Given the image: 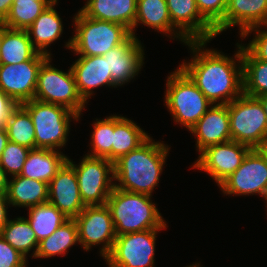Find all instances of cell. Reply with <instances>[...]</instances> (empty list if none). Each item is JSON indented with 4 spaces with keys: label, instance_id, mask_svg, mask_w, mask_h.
I'll use <instances>...</instances> for the list:
<instances>
[{
    "label": "cell",
    "instance_id": "2e32d148",
    "mask_svg": "<svg viewBox=\"0 0 267 267\" xmlns=\"http://www.w3.org/2000/svg\"><path fill=\"white\" fill-rule=\"evenodd\" d=\"M48 202L67 218H76L84 209L74 168L66 161L48 184Z\"/></svg>",
    "mask_w": 267,
    "mask_h": 267
},
{
    "label": "cell",
    "instance_id": "277c9868",
    "mask_svg": "<svg viewBox=\"0 0 267 267\" xmlns=\"http://www.w3.org/2000/svg\"><path fill=\"white\" fill-rule=\"evenodd\" d=\"M74 33L64 44L75 56L104 55L123 44L132 34L123 25L84 16L78 9L74 15Z\"/></svg>",
    "mask_w": 267,
    "mask_h": 267
},
{
    "label": "cell",
    "instance_id": "5b68a950",
    "mask_svg": "<svg viewBox=\"0 0 267 267\" xmlns=\"http://www.w3.org/2000/svg\"><path fill=\"white\" fill-rule=\"evenodd\" d=\"M166 79L164 102L172 120L188 131L213 105L178 66Z\"/></svg>",
    "mask_w": 267,
    "mask_h": 267
},
{
    "label": "cell",
    "instance_id": "8992f818",
    "mask_svg": "<svg viewBox=\"0 0 267 267\" xmlns=\"http://www.w3.org/2000/svg\"><path fill=\"white\" fill-rule=\"evenodd\" d=\"M21 106L29 113L35 129V148L61 151L69 140L71 122L79 116L69 109L32 99Z\"/></svg>",
    "mask_w": 267,
    "mask_h": 267
},
{
    "label": "cell",
    "instance_id": "d6a6232c",
    "mask_svg": "<svg viewBox=\"0 0 267 267\" xmlns=\"http://www.w3.org/2000/svg\"><path fill=\"white\" fill-rule=\"evenodd\" d=\"M53 1H13L10 12L3 25L11 29H28L36 18Z\"/></svg>",
    "mask_w": 267,
    "mask_h": 267
},
{
    "label": "cell",
    "instance_id": "8fae6325",
    "mask_svg": "<svg viewBox=\"0 0 267 267\" xmlns=\"http://www.w3.org/2000/svg\"><path fill=\"white\" fill-rule=\"evenodd\" d=\"M218 188L225 196L260 195L267 208V161L258 149H251L242 164ZM267 210V209H266Z\"/></svg>",
    "mask_w": 267,
    "mask_h": 267
},
{
    "label": "cell",
    "instance_id": "bcb514c9",
    "mask_svg": "<svg viewBox=\"0 0 267 267\" xmlns=\"http://www.w3.org/2000/svg\"><path fill=\"white\" fill-rule=\"evenodd\" d=\"M185 267H202V265L200 264V262H196L195 264L193 262V264L187 265Z\"/></svg>",
    "mask_w": 267,
    "mask_h": 267
},
{
    "label": "cell",
    "instance_id": "cb8c5ba5",
    "mask_svg": "<svg viewBox=\"0 0 267 267\" xmlns=\"http://www.w3.org/2000/svg\"><path fill=\"white\" fill-rule=\"evenodd\" d=\"M67 158L68 156L62 151L41 148L31 149L20 175L49 184L57 171L67 161Z\"/></svg>",
    "mask_w": 267,
    "mask_h": 267
},
{
    "label": "cell",
    "instance_id": "74e56055",
    "mask_svg": "<svg viewBox=\"0 0 267 267\" xmlns=\"http://www.w3.org/2000/svg\"><path fill=\"white\" fill-rule=\"evenodd\" d=\"M28 258L14 249L0 235V267H28Z\"/></svg>",
    "mask_w": 267,
    "mask_h": 267
},
{
    "label": "cell",
    "instance_id": "7dc6e473",
    "mask_svg": "<svg viewBox=\"0 0 267 267\" xmlns=\"http://www.w3.org/2000/svg\"><path fill=\"white\" fill-rule=\"evenodd\" d=\"M3 31V22L0 21V46H1V34Z\"/></svg>",
    "mask_w": 267,
    "mask_h": 267
},
{
    "label": "cell",
    "instance_id": "7bdbcfd3",
    "mask_svg": "<svg viewBox=\"0 0 267 267\" xmlns=\"http://www.w3.org/2000/svg\"><path fill=\"white\" fill-rule=\"evenodd\" d=\"M8 141L7 130H0V157Z\"/></svg>",
    "mask_w": 267,
    "mask_h": 267
},
{
    "label": "cell",
    "instance_id": "e575fe53",
    "mask_svg": "<svg viewBox=\"0 0 267 267\" xmlns=\"http://www.w3.org/2000/svg\"><path fill=\"white\" fill-rule=\"evenodd\" d=\"M30 150L17 143L7 142L0 157V165L8 177L20 175Z\"/></svg>",
    "mask_w": 267,
    "mask_h": 267
},
{
    "label": "cell",
    "instance_id": "d4e9b609",
    "mask_svg": "<svg viewBox=\"0 0 267 267\" xmlns=\"http://www.w3.org/2000/svg\"><path fill=\"white\" fill-rule=\"evenodd\" d=\"M48 184L16 175L9 177L7 200L10 207L30 208L48 202Z\"/></svg>",
    "mask_w": 267,
    "mask_h": 267
},
{
    "label": "cell",
    "instance_id": "4dcf8cb0",
    "mask_svg": "<svg viewBox=\"0 0 267 267\" xmlns=\"http://www.w3.org/2000/svg\"><path fill=\"white\" fill-rule=\"evenodd\" d=\"M243 93L251 97L267 95V62L255 59L242 45Z\"/></svg>",
    "mask_w": 267,
    "mask_h": 267
},
{
    "label": "cell",
    "instance_id": "6da1fadb",
    "mask_svg": "<svg viewBox=\"0 0 267 267\" xmlns=\"http://www.w3.org/2000/svg\"><path fill=\"white\" fill-rule=\"evenodd\" d=\"M210 41H188L191 59L179 67L190 77L212 104H229L243 94L241 43L234 57L217 49H208ZM205 48V49H204Z\"/></svg>",
    "mask_w": 267,
    "mask_h": 267
},
{
    "label": "cell",
    "instance_id": "ba28073f",
    "mask_svg": "<svg viewBox=\"0 0 267 267\" xmlns=\"http://www.w3.org/2000/svg\"><path fill=\"white\" fill-rule=\"evenodd\" d=\"M231 140L257 149L267 140V118L261 101L244 93L227 104Z\"/></svg>",
    "mask_w": 267,
    "mask_h": 267
},
{
    "label": "cell",
    "instance_id": "ab89813d",
    "mask_svg": "<svg viewBox=\"0 0 267 267\" xmlns=\"http://www.w3.org/2000/svg\"><path fill=\"white\" fill-rule=\"evenodd\" d=\"M8 206L10 207V203L7 200V195L0 194V233L10 219L8 215Z\"/></svg>",
    "mask_w": 267,
    "mask_h": 267
},
{
    "label": "cell",
    "instance_id": "7402d4cb",
    "mask_svg": "<svg viewBox=\"0 0 267 267\" xmlns=\"http://www.w3.org/2000/svg\"><path fill=\"white\" fill-rule=\"evenodd\" d=\"M79 11L88 18L123 25L132 34L137 0H86Z\"/></svg>",
    "mask_w": 267,
    "mask_h": 267
},
{
    "label": "cell",
    "instance_id": "f6af8a7d",
    "mask_svg": "<svg viewBox=\"0 0 267 267\" xmlns=\"http://www.w3.org/2000/svg\"><path fill=\"white\" fill-rule=\"evenodd\" d=\"M258 99L261 101L265 114H266V118H267V95H263L258 97Z\"/></svg>",
    "mask_w": 267,
    "mask_h": 267
},
{
    "label": "cell",
    "instance_id": "3957f363",
    "mask_svg": "<svg viewBox=\"0 0 267 267\" xmlns=\"http://www.w3.org/2000/svg\"><path fill=\"white\" fill-rule=\"evenodd\" d=\"M152 196L115 188L106 205L111 212L116 236L149 229H166L164 219Z\"/></svg>",
    "mask_w": 267,
    "mask_h": 267
},
{
    "label": "cell",
    "instance_id": "603a6c76",
    "mask_svg": "<svg viewBox=\"0 0 267 267\" xmlns=\"http://www.w3.org/2000/svg\"><path fill=\"white\" fill-rule=\"evenodd\" d=\"M58 2L59 0H54L26 29L33 47L47 56L53 55L50 50H47L48 47L52 43L54 45V41L60 40L63 34L64 24L55 8Z\"/></svg>",
    "mask_w": 267,
    "mask_h": 267
},
{
    "label": "cell",
    "instance_id": "b9f144b4",
    "mask_svg": "<svg viewBox=\"0 0 267 267\" xmlns=\"http://www.w3.org/2000/svg\"><path fill=\"white\" fill-rule=\"evenodd\" d=\"M9 177L6 175L4 169L0 165V194H6L8 188Z\"/></svg>",
    "mask_w": 267,
    "mask_h": 267
},
{
    "label": "cell",
    "instance_id": "f35d334b",
    "mask_svg": "<svg viewBox=\"0 0 267 267\" xmlns=\"http://www.w3.org/2000/svg\"><path fill=\"white\" fill-rule=\"evenodd\" d=\"M20 105L0 89V130H7L8 122Z\"/></svg>",
    "mask_w": 267,
    "mask_h": 267
},
{
    "label": "cell",
    "instance_id": "4316f807",
    "mask_svg": "<svg viewBox=\"0 0 267 267\" xmlns=\"http://www.w3.org/2000/svg\"><path fill=\"white\" fill-rule=\"evenodd\" d=\"M37 53L26 30L11 29L3 25L0 64H18L31 60Z\"/></svg>",
    "mask_w": 267,
    "mask_h": 267
},
{
    "label": "cell",
    "instance_id": "44dd1931",
    "mask_svg": "<svg viewBox=\"0 0 267 267\" xmlns=\"http://www.w3.org/2000/svg\"><path fill=\"white\" fill-rule=\"evenodd\" d=\"M267 24V0H227L223 32L238 27L241 36L250 28Z\"/></svg>",
    "mask_w": 267,
    "mask_h": 267
},
{
    "label": "cell",
    "instance_id": "83f0119b",
    "mask_svg": "<svg viewBox=\"0 0 267 267\" xmlns=\"http://www.w3.org/2000/svg\"><path fill=\"white\" fill-rule=\"evenodd\" d=\"M76 244H80L77 225L74 219H69L50 236L39 242L35 259L50 258L56 255L65 256L68 254V250Z\"/></svg>",
    "mask_w": 267,
    "mask_h": 267
},
{
    "label": "cell",
    "instance_id": "4fadbf2b",
    "mask_svg": "<svg viewBox=\"0 0 267 267\" xmlns=\"http://www.w3.org/2000/svg\"><path fill=\"white\" fill-rule=\"evenodd\" d=\"M250 150L234 140L212 145L198 155L191 167L207 173L218 186L242 164Z\"/></svg>",
    "mask_w": 267,
    "mask_h": 267
},
{
    "label": "cell",
    "instance_id": "484cf974",
    "mask_svg": "<svg viewBox=\"0 0 267 267\" xmlns=\"http://www.w3.org/2000/svg\"><path fill=\"white\" fill-rule=\"evenodd\" d=\"M143 130L135 121L120 114H114V134L112 145V162L117 161L121 156L133 151L148 138Z\"/></svg>",
    "mask_w": 267,
    "mask_h": 267
},
{
    "label": "cell",
    "instance_id": "ac0fdd59",
    "mask_svg": "<svg viewBox=\"0 0 267 267\" xmlns=\"http://www.w3.org/2000/svg\"><path fill=\"white\" fill-rule=\"evenodd\" d=\"M189 132L196 137L195 150L198 154L209 146L230 141L227 104H213Z\"/></svg>",
    "mask_w": 267,
    "mask_h": 267
},
{
    "label": "cell",
    "instance_id": "9a60e30c",
    "mask_svg": "<svg viewBox=\"0 0 267 267\" xmlns=\"http://www.w3.org/2000/svg\"><path fill=\"white\" fill-rule=\"evenodd\" d=\"M141 43L140 39L131 35L123 44L110 49L103 55L107 60L112 82L117 87L129 84L143 68L145 49Z\"/></svg>",
    "mask_w": 267,
    "mask_h": 267
},
{
    "label": "cell",
    "instance_id": "f1b7e54d",
    "mask_svg": "<svg viewBox=\"0 0 267 267\" xmlns=\"http://www.w3.org/2000/svg\"><path fill=\"white\" fill-rule=\"evenodd\" d=\"M0 235L26 258L29 256L30 251L33 250L29 257L35 258L39 242L26 217L17 216L14 219L10 218Z\"/></svg>",
    "mask_w": 267,
    "mask_h": 267
},
{
    "label": "cell",
    "instance_id": "7a4b0ae2",
    "mask_svg": "<svg viewBox=\"0 0 267 267\" xmlns=\"http://www.w3.org/2000/svg\"><path fill=\"white\" fill-rule=\"evenodd\" d=\"M170 147L150 136L139 147L114 162L115 188L153 196L164 170Z\"/></svg>",
    "mask_w": 267,
    "mask_h": 267
},
{
    "label": "cell",
    "instance_id": "f546056e",
    "mask_svg": "<svg viewBox=\"0 0 267 267\" xmlns=\"http://www.w3.org/2000/svg\"><path fill=\"white\" fill-rule=\"evenodd\" d=\"M29 221L38 242L50 236L57 228L69 220L56 206L50 202L28 208Z\"/></svg>",
    "mask_w": 267,
    "mask_h": 267
},
{
    "label": "cell",
    "instance_id": "ee69618b",
    "mask_svg": "<svg viewBox=\"0 0 267 267\" xmlns=\"http://www.w3.org/2000/svg\"><path fill=\"white\" fill-rule=\"evenodd\" d=\"M260 153L265 157L267 161V140H265L258 148Z\"/></svg>",
    "mask_w": 267,
    "mask_h": 267
},
{
    "label": "cell",
    "instance_id": "d6986e66",
    "mask_svg": "<svg viewBox=\"0 0 267 267\" xmlns=\"http://www.w3.org/2000/svg\"><path fill=\"white\" fill-rule=\"evenodd\" d=\"M71 69L73 71L78 93L82 99L88 103L89 98L96 93L93 90L99 87L118 88L108 72L107 60L103 55L78 56L73 61ZM88 101V102H87Z\"/></svg>",
    "mask_w": 267,
    "mask_h": 267
},
{
    "label": "cell",
    "instance_id": "30bf717a",
    "mask_svg": "<svg viewBox=\"0 0 267 267\" xmlns=\"http://www.w3.org/2000/svg\"><path fill=\"white\" fill-rule=\"evenodd\" d=\"M162 230L149 229L116 236L104 261L108 267H155L156 239Z\"/></svg>",
    "mask_w": 267,
    "mask_h": 267
},
{
    "label": "cell",
    "instance_id": "8d00e7d4",
    "mask_svg": "<svg viewBox=\"0 0 267 267\" xmlns=\"http://www.w3.org/2000/svg\"><path fill=\"white\" fill-rule=\"evenodd\" d=\"M253 32V38L248 44H242ZM241 45L255 58L267 62V24L248 29L241 36Z\"/></svg>",
    "mask_w": 267,
    "mask_h": 267
},
{
    "label": "cell",
    "instance_id": "52a82bcc",
    "mask_svg": "<svg viewBox=\"0 0 267 267\" xmlns=\"http://www.w3.org/2000/svg\"><path fill=\"white\" fill-rule=\"evenodd\" d=\"M51 62L52 56H49L39 69L34 99L63 106L77 114L80 120L87 103L78 93L71 66L64 72Z\"/></svg>",
    "mask_w": 267,
    "mask_h": 267
},
{
    "label": "cell",
    "instance_id": "ffe728a7",
    "mask_svg": "<svg viewBox=\"0 0 267 267\" xmlns=\"http://www.w3.org/2000/svg\"><path fill=\"white\" fill-rule=\"evenodd\" d=\"M140 24L166 35L171 40H179L183 45L188 42L172 25L166 0H137L136 19L132 28V35L137 38L136 28Z\"/></svg>",
    "mask_w": 267,
    "mask_h": 267
},
{
    "label": "cell",
    "instance_id": "5bb4252c",
    "mask_svg": "<svg viewBox=\"0 0 267 267\" xmlns=\"http://www.w3.org/2000/svg\"><path fill=\"white\" fill-rule=\"evenodd\" d=\"M49 56L37 53L18 64H0V89L20 104L34 99L38 72Z\"/></svg>",
    "mask_w": 267,
    "mask_h": 267
},
{
    "label": "cell",
    "instance_id": "c3c4849f",
    "mask_svg": "<svg viewBox=\"0 0 267 267\" xmlns=\"http://www.w3.org/2000/svg\"><path fill=\"white\" fill-rule=\"evenodd\" d=\"M13 1H54V0H13Z\"/></svg>",
    "mask_w": 267,
    "mask_h": 267
},
{
    "label": "cell",
    "instance_id": "60d3db41",
    "mask_svg": "<svg viewBox=\"0 0 267 267\" xmlns=\"http://www.w3.org/2000/svg\"><path fill=\"white\" fill-rule=\"evenodd\" d=\"M13 0H0V21L3 22L8 16Z\"/></svg>",
    "mask_w": 267,
    "mask_h": 267
},
{
    "label": "cell",
    "instance_id": "836d02e7",
    "mask_svg": "<svg viewBox=\"0 0 267 267\" xmlns=\"http://www.w3.org/2000/svg\"><path fill=\"white\" fill-rule=\"evenodd\" d=\"M8 140L35 149V129L29 113L20 105L7 125Z\"/></svg>",
    "mask_w": 267,
    "mask_h": 267
},
{
    "label": "cell",
    "instance_id": "7c38bea8",
    "mask_svg": "<svg viewBox=\"0 0 267 267\" xmlns=\"http://www.w3.org/2000/svg\"><path fill=\"white\" fill-rule=\"evenodd\" d=\"M81 248L90 251L92 246H99L103 260L110 254L116 239L111 212L106 204L85 206L74 218Z\"/></svg>",
    "mask_w": 267,
    "mask_h": 267
},
{
    "label": "cell",
    "instance_id": "1f68e13d",
    "mask_svg": "<svg viewBox=\"0 0 267 267\" xmlns=\"http://www.w3.org/2000/svg\"><path fill=\"white\" fill-rule=\"evenodd\" d=\"M93 131L90 138L91 148L86 155L91 157L106 158L112 162V145L114 134V115L103 119H95L92 123Z\"/></svg>",
    "mask_w": 267,
    "mask_h": 267
},
{
    "label": "cell",
    "instance_id": "e0dca14e",
    "mask_svg": "<svg viewBox=\"0 0 267 267\" xmlns=\"http://www.w3.org/2000/svg\"><path fill=\"white\" fill-rule=\"evenodd\" d=\"M172 25L188 40L211 41L215 29L201 16L196 0H166Z\"/></svg>",
    "mask_w": 267,
    "mask_h": 267
},
{
    "label": "cell",
    "instance_id": "9c48e42d",
    "mask_svg": "<svg viewBox=\"0 0 267 267\" xmlns=\"http://www.w3.org/2000/svg\"><path fill=\"white\" fill-rule=\"evenodd\" d=\"M82 157L77 164L67 158L76 172L81 199L85 206L104 205L115 187L114 163L86 154Z\"/></svg>",
    "mask_w": 267,
    "mask_h": 267
},
{
    "label": "cell",
    "instance_id": "d590c367",
    "mask_svg": "<svg viewBox=\"0 0 267 267\" xmlns=\"http://www.w3.org/2000/svg\"><path fill=\"white\" fill-rule=\"evenodd\" d=\"M201 16L215 29V36L223 32V18L227 0H196Z\"/></svg>",
    "mask_w": 267,
    "mask_h": 267
}]
</instances>
